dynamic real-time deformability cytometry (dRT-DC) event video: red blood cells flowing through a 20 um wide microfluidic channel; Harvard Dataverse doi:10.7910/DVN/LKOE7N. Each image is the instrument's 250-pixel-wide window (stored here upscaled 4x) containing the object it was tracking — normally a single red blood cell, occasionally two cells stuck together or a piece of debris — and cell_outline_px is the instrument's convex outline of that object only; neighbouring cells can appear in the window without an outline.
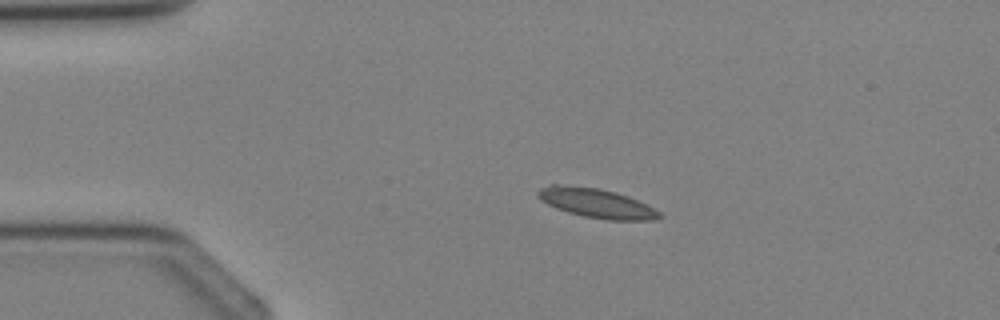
{"species": "Egyptian fruit bat (a non-hibernating species)", "species_latin": "Rousettus aegyptiacus", "temperature_condition": "cold", "stored_images_in_passage": 3, "camera_frame_rate_fps": 3000, "um_per_image_px": 0.085, "animal": {"sex": "female"}, "frame": {"image": 1, "passage_image": 2, "time_ms": 1.0, "image_size_px": [1000, 320], "cell_outline_px": [[664, 216], [656, 220], [608, 220], [584, 216], [568, 212], [556, 208], [540, 200], [536, 196], [536, 192], [540, 188], [552, 184], [556, 184], [600, 188], [616, 192], [628, 196], [660, 212]], "centroid_in_image_um": [50.67, 17.26], "position_along_channel_um": 34.3, "area_um2": 20.75}}